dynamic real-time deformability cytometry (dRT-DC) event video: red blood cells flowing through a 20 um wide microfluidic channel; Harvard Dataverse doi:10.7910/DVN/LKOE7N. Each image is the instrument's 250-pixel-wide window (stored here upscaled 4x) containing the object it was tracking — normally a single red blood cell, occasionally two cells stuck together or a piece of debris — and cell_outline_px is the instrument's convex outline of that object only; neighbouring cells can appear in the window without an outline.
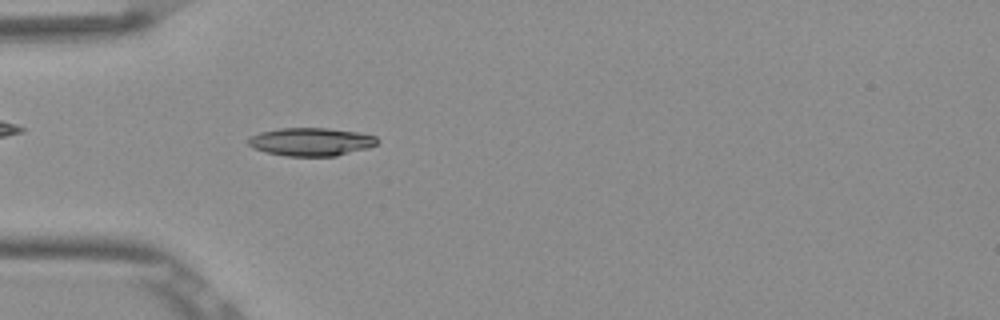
{"species": "Egyptian fruit bat (a non-hibernating species)", "species_latin": "Rousettus aegyptiacus", "temperature_condition": "room temperature", "stored_images_in_passage": 52, "camera_frame_rate_fps": 3000, "um_per_image_px": 0.085, "frame": {"image": 1, "passage_image": 16, "time_ms": 5.0, "image_size_px": [1000, 320], "cell_outline_px": [[380, 140], [376, 144], [368, 148], [336, 156], [288, 156], [268, 152], [252, 148], [248, 144], [248, 136], [260, 132], [280, 128], [328, 128], [356, 132], [376, 136]], "centroid_in_image_um": [26.43, 12.05], "position_along_channel_um": 58.6, "area_um2": 21.15}}
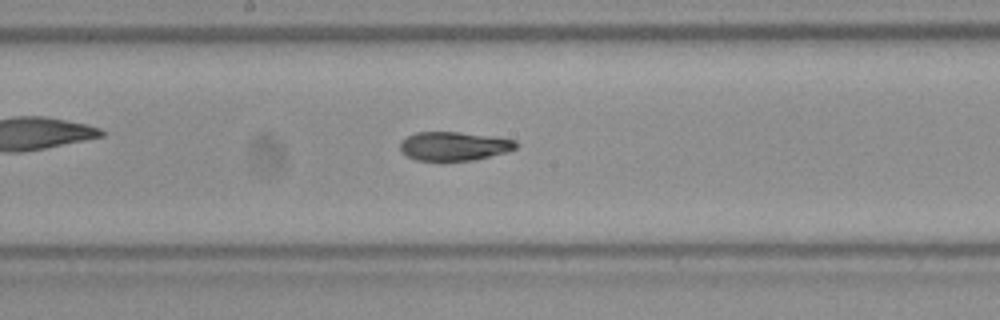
{"frame": {"image": 2, "passage_image": 28, "time_ms": 9.0, "image_size_px": [1000, 320], "cell_outline_px": [[520, 144], [516, 148], [508, 152], [472, 160], [416, 160], [400, 152], [400, 140], [416, 132], [460, 132], [496, 136], [516, 140]], "centroid_in_image_um": [38.62, 12.4], "position_along_channel_um": 209.6, "area_um2": 19.65}}
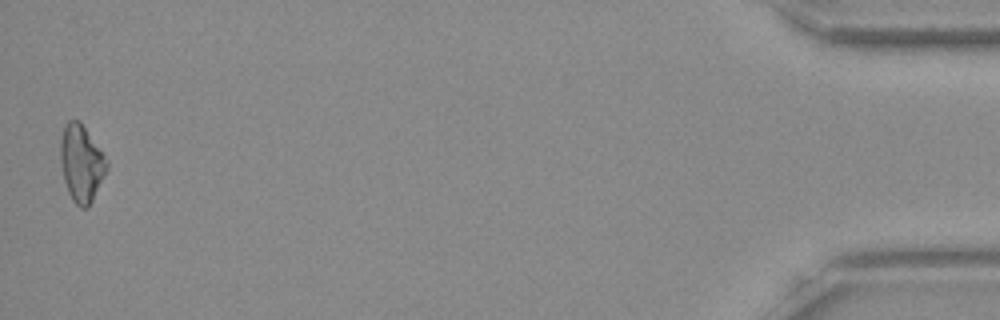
{"frame": {"image": 3, "passage_image": 52, "time_ms": 17.0, "image_size_px": [1000, 320], "cell_outline_px": [[108, 168], [92, 200], [84, 208], [80, 208], [72, 200], [68, 192], [64, 180], [60, 160], [60, 140], [64, 124], [68, 120], [80, 120], [104, 156], [108, 164]], "centroid_in_image_um": [6.88, 13.85], "position_along_channel_um": 428.3, "area_um2": 20.52}, "authors_computed_cell_mechanics": {"area_um2": 20.4034, "velocity_mm_per_s": 3.8702, "shape_relaxation_time_tau1_ms": null, "shape_relaxation_time_tau2_ms": 2.0966, "deformation_change_tau1": null, "deformation_change_tau2": 0.0751}}